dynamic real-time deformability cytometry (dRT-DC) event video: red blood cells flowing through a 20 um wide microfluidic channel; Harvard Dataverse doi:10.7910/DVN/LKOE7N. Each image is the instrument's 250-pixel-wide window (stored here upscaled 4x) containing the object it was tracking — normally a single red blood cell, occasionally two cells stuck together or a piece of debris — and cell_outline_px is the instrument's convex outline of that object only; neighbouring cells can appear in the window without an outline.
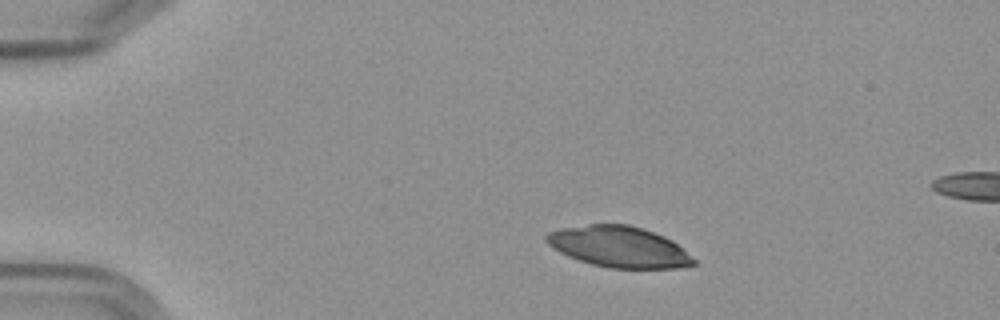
{"species": "Egyptian fruit bat (a non-hibernating species)", "species_latin": "Rousettus aegyptiacus", "temperature_condition": "cold", "stored_images_in_passage": 6, "camera_frame_rate_fps": 3000, "um_per_image_px": 0.085, "frame": {"image": 1, "passage_image": 3, "time_ms": 2.333, "image_size_px": [1000, 320], "cell_outline_px": [[696, 264], [680, 268], [608, 268], [592, 264], [568, 256], [552, 248], [544, 240], [544, 236], [548, 232], [560, 228], [588, 224], [628, 224], [664, 236], [672, 240], [696, 260]], "centroid_in_image_um": [52.58, 20.98], "position_along_channel_um": 32.4, "area_um2": 35.14}}